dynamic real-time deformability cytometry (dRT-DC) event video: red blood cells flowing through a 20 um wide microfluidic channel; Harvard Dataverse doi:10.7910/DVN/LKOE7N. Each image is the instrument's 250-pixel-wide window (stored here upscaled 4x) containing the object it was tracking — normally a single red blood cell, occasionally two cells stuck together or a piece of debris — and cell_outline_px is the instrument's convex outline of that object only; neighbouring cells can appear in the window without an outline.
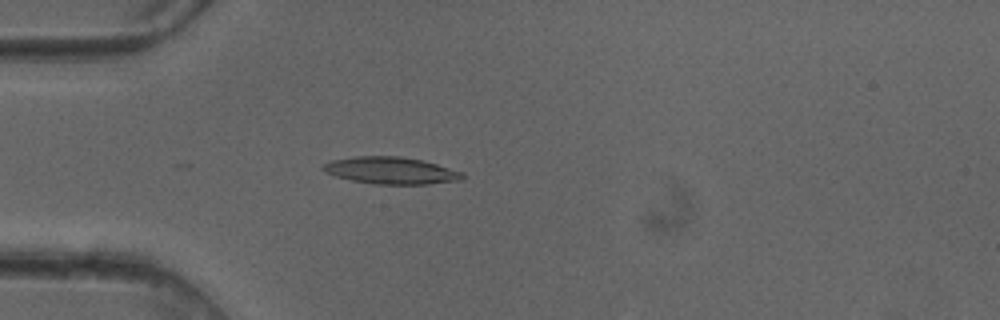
{"species": "common noctule bat (a hibernating species)", "species_latin": "Nyctalus noctula", "temperature_condition": "cold", "stored_images_in_passage": 22, "camera_frame_rate_fps": 3000, "um_per_image_px": 0.085, "animal": {"sex": "female"}, "frame": {"image": 1, "passage_image": 8, "time_ms": 2.333, "image_size_px": [1000, 320], "cell_outline_px": [[468, 176], [460, 180], [428, 184], [372, 184], [352, 180], [336, 176], [324, 172], [320, 168], [324, 164], [332, 160], [356, 156], [400, 156], [424, 160], [464, 172]], "centroid_in_image_um": [33.27, 14.49], "position_along_channel_um": 51.7, "area_um2": 22.14}}
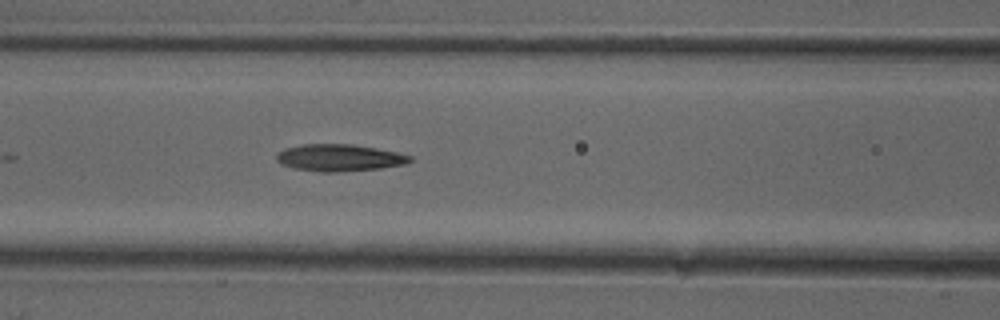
{"frame": {"image": 2, "passage_image": 15, "time_ms": 4.667, "image_size_px": [1000, 320], "cell_outline_px": [[412, 160], [404, 164], [380, 168], [336, 172], [320, 172], [296, 168], [280, 164], [276, 160], [276, 156], [284, 148], [300, 144], [352, 144], [376, 148], [396, 152], [412, 156]], "centroid_in_image_um": [28.82, 13.4], "position_along_channel_um": 137.8, "area_um2": 20.87}}
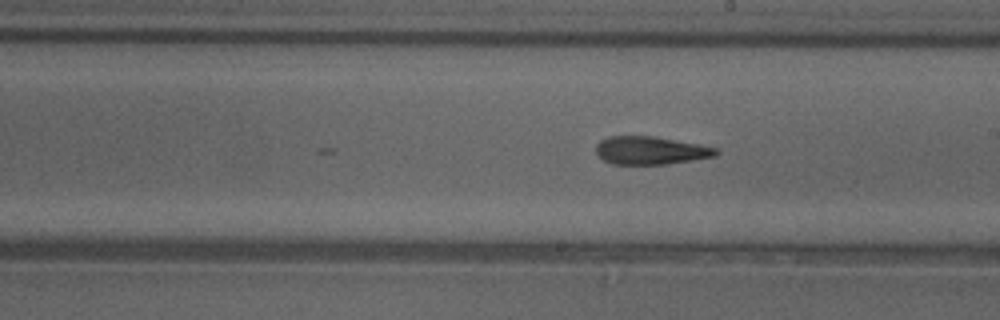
{"frame": {"image": 3, "passage_image": 22, "time_ms": 7.0, "image_size_px": [1000, 320], "cell_outline_px": [[720, 152], [716, 156], [668, 164], [612, 164], [604, 160], [596, 152], [596, 144], [600, 140], [608, 136], [652, 136], [696, 144], [716, 148]], "centroid_in_image_um": [55.27, 12.79], "position_along_channel_um": 233.7, "area_um2": 19.42}}